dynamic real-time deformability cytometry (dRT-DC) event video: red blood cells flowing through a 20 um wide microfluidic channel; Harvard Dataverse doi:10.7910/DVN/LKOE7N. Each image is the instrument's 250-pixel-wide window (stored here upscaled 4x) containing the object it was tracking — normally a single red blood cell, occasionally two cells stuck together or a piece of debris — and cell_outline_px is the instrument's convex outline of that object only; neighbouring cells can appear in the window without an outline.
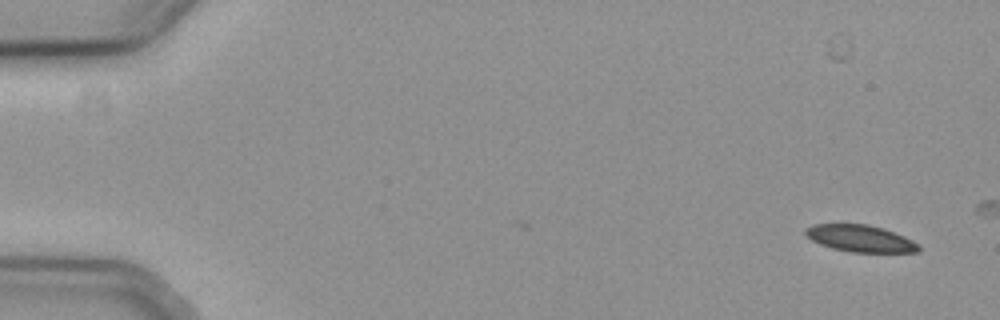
{"species": "common noctule bat (a hibernating species)", "species_latin": "Nyctalus noctula", "temperature_condition": "cold", "stored_images_in_passage": 11, "camera_frame_rate_fps": 3000, "um_per_image_px": 0.085, "animal": {"sex": "female", "body_mass_g": 19.3, "forearm_length_mm": 54.1}, "frame": {"image": 1, "passage_image": 1, "time_ms": 0.0, "image_size_px": [1000, 320], "cell_outline_px": [[920, 248], [916, 252], [852, 252], [832, 248], [820, 244], [812, 240], [804, 232], [804, 228], [812, 224], [840, 220], [868, 224], [884, 228], [904, 236], [920, 244]], "centroid_in_image_um": [73.05, 20.2], "position_along_channel_um": 12.0, "area_um2": 18.55}}